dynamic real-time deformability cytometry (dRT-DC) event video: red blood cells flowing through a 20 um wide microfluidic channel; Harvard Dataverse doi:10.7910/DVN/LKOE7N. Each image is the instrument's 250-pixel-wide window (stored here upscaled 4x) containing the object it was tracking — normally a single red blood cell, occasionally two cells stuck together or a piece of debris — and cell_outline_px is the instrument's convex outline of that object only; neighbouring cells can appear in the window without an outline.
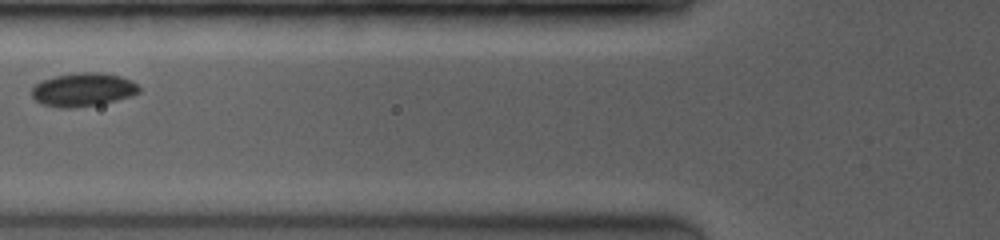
{"species": "common noctule bat (a hibernating species)", "species_latin": "Nyctalus noctula", "temperature_condition": "room temperature", "stored_images_in_passage": 7, "camera_frame_rate_fps": 3500, "um_per_image_px": 0.085, "animal": {"sex": "female", "body_mass_g": 19.0, "forearm_length_mm": 53.3}, "frame": {"image": 1, "passage_image": 3, "time_ms": 1.714, "image_size_px": [1000, 240], "cell_outline_px": [[140, 92], [132, 96], [100, 104], [72, 108], [60, 108], [40, 104], [32, 96], [32, 88], [40, 80], [56, 76], [76, 72], [100, 72], [120, 76], [136, 84], [140, 88]], "centroid_in_image_um": [7.03, 7.62], "position_along_channel_um": 118.8, "area_um2": 20.98}}
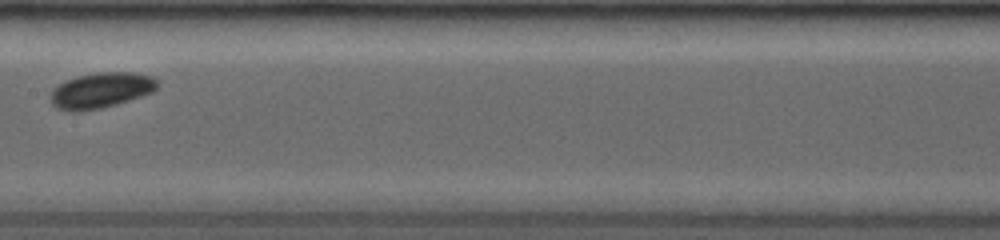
{"frame": {"image": 2, "passage_image": 6, "time_ms": 3.714, "image_size_px": [1000, 240], "cell_outline_px": [[160, 84], [152, 92], [116, 104], [100, 108], [76, 112], [72, 112], [56, 108], [52, 104], [52, 92], [64, 80], [76, 76], [96, 72], [132, 72], [152, 76]], "centroid_in_image_um": [8.59, 7.66], "position_along_channel_um": 198.8, "area_um2": 21.96}}